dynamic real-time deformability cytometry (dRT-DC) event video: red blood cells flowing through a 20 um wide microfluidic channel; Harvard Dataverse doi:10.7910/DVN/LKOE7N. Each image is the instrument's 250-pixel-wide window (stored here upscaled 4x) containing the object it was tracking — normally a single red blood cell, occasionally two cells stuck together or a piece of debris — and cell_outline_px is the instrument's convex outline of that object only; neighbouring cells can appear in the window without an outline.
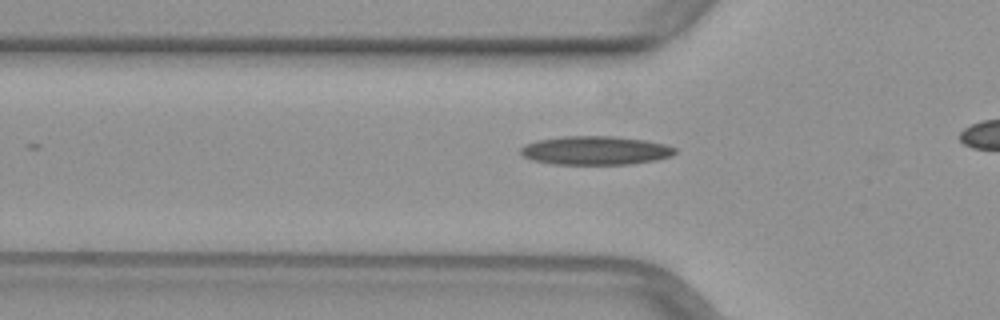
{"species": "common noctule bat (a hibernating species)", "species_latin": "Nyctalus noctula", "temperature_condition": "warm", "stored_images_in_passage": 9, "camera_frame_rate_fps": 3000, "um_per_image_px": 0.085, "animal": {"sex": "female", "body_mass_g": 29.2, "forearm_length_mm": 56.3}, "frame": {"image": 1, "passage_image": 2, "time_ms": 0.333, "image_size_px": [1000, 320], "cell_outline_px": [[676, 152], [672, 156], [656, 160], [628, 164], [552, 164], [532, 160], [524, 156], [520, 152], [520, 148], [524, 144], [536, 140], [564, 136], [616, 136], [644, 140], [664, 144], [676, 148]], "centroid_in_image_um": [50.59, 12.78], "position_along_channel_um": 75.2, "area_um2": 25.89}}
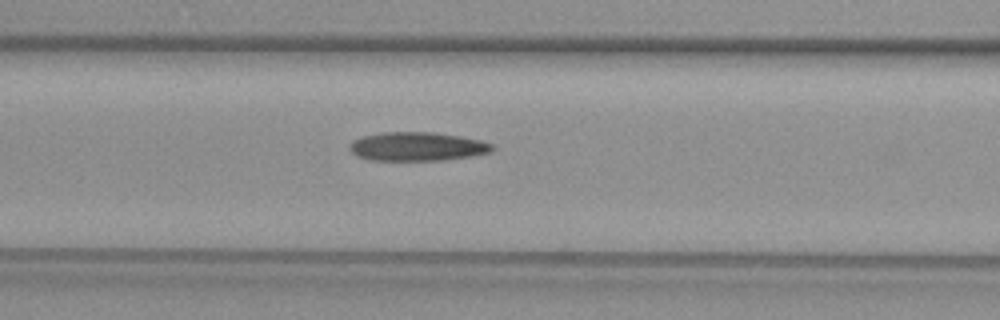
{"frame": {"image": 2, "passage_image": 6, "time_ms": 1.667, "image_size_px": [1000, 320], "cell_outline_px": [[492, 148], [488, 152], [472, 156], [444, 160], [368, 160], [356, 156], [348, 148], [356, 140], [364, 136], [384, 132], [432, 132], [460, 136], [480, 140], [492, 144]], "centroid_in_image_um": [35.45, 12.46], "position_along_channel_um": 131.1, "area_um2": 23.64}}